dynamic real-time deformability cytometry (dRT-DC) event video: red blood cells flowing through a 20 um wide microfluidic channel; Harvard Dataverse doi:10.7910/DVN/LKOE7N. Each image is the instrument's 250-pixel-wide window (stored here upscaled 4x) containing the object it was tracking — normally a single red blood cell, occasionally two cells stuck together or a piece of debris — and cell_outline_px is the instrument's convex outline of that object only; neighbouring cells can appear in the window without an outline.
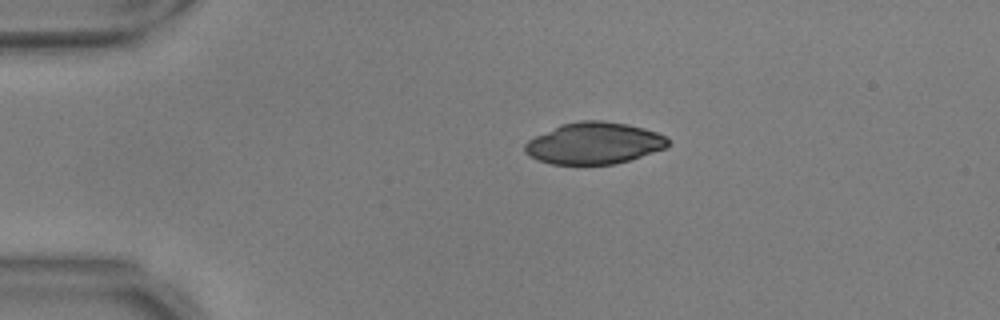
{"species": "common noctule bat (a hibernating species)", "species_latin": "Nyctalus noctula", "temperature_condition": "warm", "stored_images_in_passage": 44, "camera_frame_rate_fps": 3000, "um_per_image_px": 0.085, "animal": {"sex": "male", "body_mass_g": 17.9, "forearm_length_mm": 54.2}, "frame": {"image": 1, "passage_image": 1, "time_ms": 0.0, "image_size_px": [1000, 320], "cell_outline_px": [[668, 144], [664, 148], [616, 164], [552, 164], [536, 160], [524, 152], [524, 144], [528, 140], [560, 124], [580, 120], [600, 120], [624, 124], [644, 128], [656, 132], [664, 136], [668, 140]], "centroid_in_image_um": [50.44, 12.17], "position_along_channel_um": 34.6, "area_um2": 34.45}}